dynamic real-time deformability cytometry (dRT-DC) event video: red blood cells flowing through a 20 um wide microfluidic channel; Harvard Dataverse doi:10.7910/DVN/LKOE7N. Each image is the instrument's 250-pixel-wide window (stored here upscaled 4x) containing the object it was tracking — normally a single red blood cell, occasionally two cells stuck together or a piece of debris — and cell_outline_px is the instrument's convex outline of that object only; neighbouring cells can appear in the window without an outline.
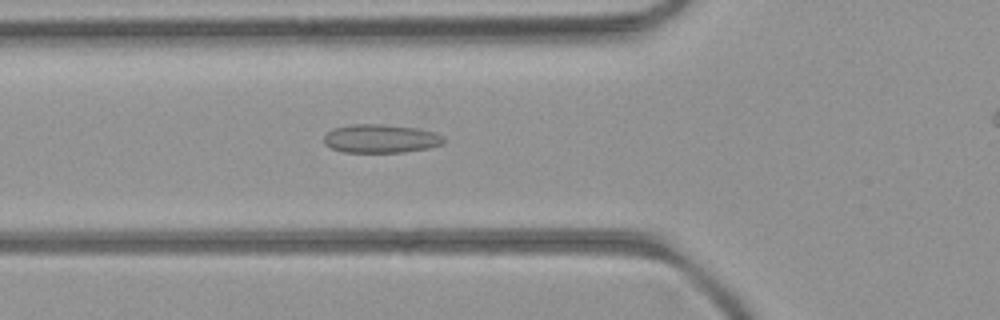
{"species": "common noctule bat (a hibernating species)", "species_latin": "Nyctalus noctula", "temperature_condition": "room temperature", "stored_images_in_passage": 46, "camera_frame_rate_fps": 3000, "um_per_image_px": 0.085, "animal": {"sex": "female", "body_mass_g": 21.9}, "frame": {"image": 1, "passage_image": 19, "time_ms": 6.0, "image_size_px": [1000, 320], "cell_outline_px": [[444, 144], [428, 148], [404, 152], [344, 152], [332, 148], [324, 144], [324, 136], [332, 128], [352, 124], [380, 124], [416, 128], [432, 132], [444, 136]], "centroid_in_image_um": [32.35, 11.78], "position_along_channel_um": 93.5, "area_um2": 19.88}}
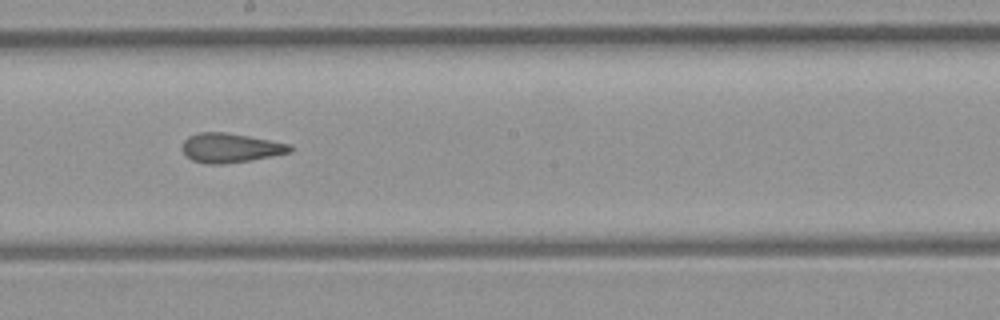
{"frame": {"image": 2, "passage_image": 29, "time_ms": 9.333, "image_size_px": [1000, 320], "cell_outline_px": [[292, 152], [252, 160], [224, 164], [204, 164], [192, 160], [184, 156], [180, 148], [184, 140], [188, 136], [200, 132], [228, 132], [292, 144]], "centroid_in_image_um": [19.55, 12.57], "position_along_channel_um": 228.6, "area_um2": 18.84}}
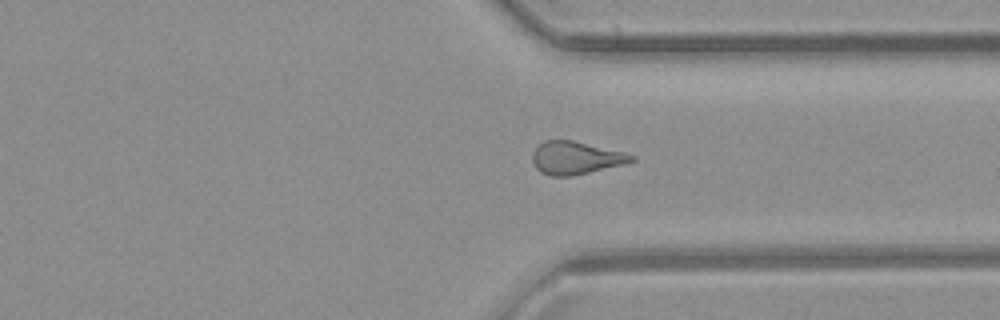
{"frame": {"image": 3, "passage_image": 39, "time_ms": 12.667, "image_size_px": [1000, 320], "cell_outline_px": [[636, 160], [628, 164], [572, 176], [552, 176], [540, 172], [536, 168], [532, 160], [532, 152], [544, 140], [572, 140], [624, 152], [636, 156]], "centroid_in_image_um": [48.97, 13.43], "position_along_channel_um": 362.4, "area_um2": 19.13}}